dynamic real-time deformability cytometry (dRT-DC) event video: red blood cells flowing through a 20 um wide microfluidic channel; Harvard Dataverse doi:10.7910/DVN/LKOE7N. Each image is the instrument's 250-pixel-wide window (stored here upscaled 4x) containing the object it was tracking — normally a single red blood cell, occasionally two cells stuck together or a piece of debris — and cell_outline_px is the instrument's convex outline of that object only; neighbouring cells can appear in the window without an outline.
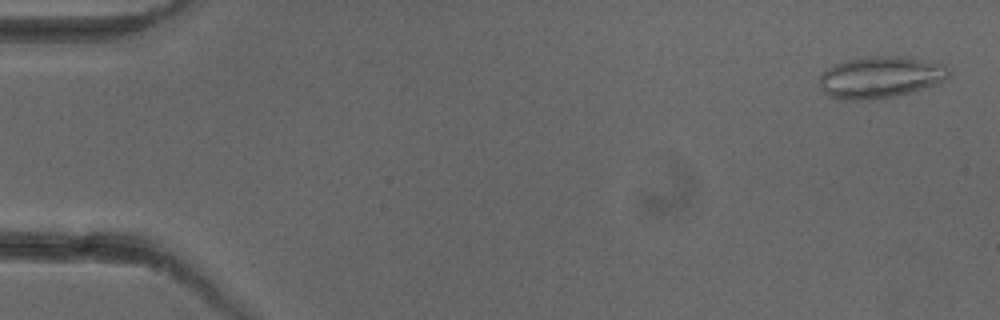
{"species": "common noctule bat (a hibernating species)", "species_latin": "Nyctalus noctula", "temperature_condition": "cold", "stored_images_in_passage": 4, "camera_frame_rate_fps": 3000, "um_per_image_px": 0.085, "animal": {"sex": "female"}, "frame": {"image": 1, "passage_image": 1, "time_ms": 0.0, "image_size_px": [1000, 320], "cell_outline_px": [[948, 76], [944, 80], [936, 84], [912, 92], [896, 96], [872, 100], [844, 100], [828, 96], [820, 88], [820, 72], [836, 64], [848, 60], [868, 56], [908, 56], [940, 60], [948, 68]], "centroid_in_image_um": [74.88, 6.55], "position_along_channel_um": 10.1, "area_um2": 32.08}}